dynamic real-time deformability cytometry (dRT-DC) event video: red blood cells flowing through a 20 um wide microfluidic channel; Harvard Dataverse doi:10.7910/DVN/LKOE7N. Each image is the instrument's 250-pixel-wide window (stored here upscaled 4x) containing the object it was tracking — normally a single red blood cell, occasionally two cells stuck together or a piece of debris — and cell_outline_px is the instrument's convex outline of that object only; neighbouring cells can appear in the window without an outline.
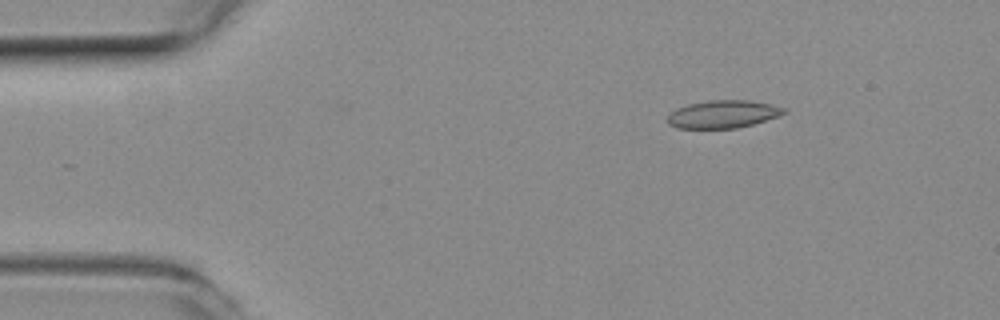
{"species": "common noctule bat (a hibernating species)", "species_latin": "Nyctalus noctula", "temperature_condition": "room temperature", "stored_images_in_passage": 55, "camera_frame_rate_fps": 3000, "um_per_image_px": 0.085, "animal": {"sex": "female", "body_mass_g": 19.3, "forearm_length_mm": 54.1}, "frame": {"image": 1, "passage_image": 8, "time_ms": 2.333, "image_size_px": [1000, 320], "cell_outline_px": [[788, 112], [752, 124], [736, 128], [676, 128], [668, 124], [668, 116], [676, 108], [688, 104], [708, 100], [748, 100], [788, 108]], "centroid_in_image_um": [61.44, 9.7], "position_along_channel_um": 23.6, "area_um2": 18.67}}
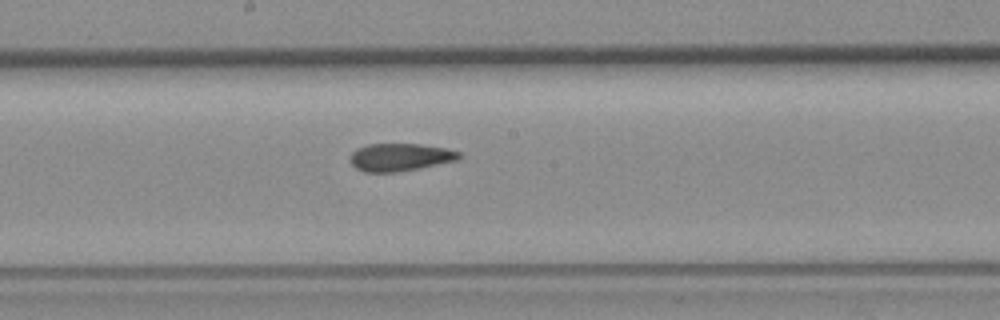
{"frame": {"image": 2, "passage_image": 29, "time_ms": 9.333, "image_size_px": [1000, 320], "cell_outline_px": [[464, 156], [460, 160], [420, 168], [396, 172], [364, 172], [356, 168], [352, 164], [352, 152], [356, 148], [368, 144], [420, 144], [444, 148], [460, 152]], "centroid_in_image_um": [34.06, 13.36], "position_along_channel_um": 214.1, "area_um2": 17.63}}
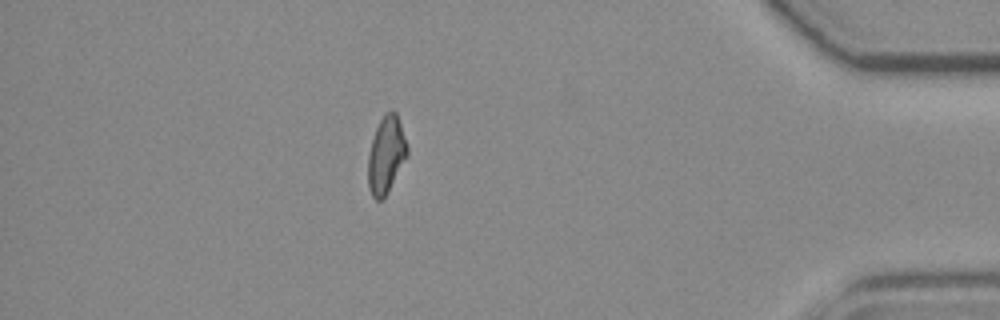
{"frame": {"image": 3, "passage_image": 48, "time_ms": 15.667, "image_size_px": [1000, 320], "cell_outline_px": [[408, 156], [388, 192], [380, 200], [376, 200], [372, 196], [368, 188], [368, 156], [372, 140], [376, 128], [384, 112], [392, 108], [396, 112], [408, 148]], "centroid_in_image_um": [32.82, 13.15], "position_along_channel_um": 402.4, "area_um2": 17.63}, "authors_computed_cell_mechanics": {"area_um2": 18.2648, "velocity_mm_per_s": 3.7202, "shape_relaxation_time_tau1_ms": null, "shape_relaxation_time_tau2_ms": 2.4989, "deformation_change_tau1": null, "deformation_change_tau2": 0.1035}}